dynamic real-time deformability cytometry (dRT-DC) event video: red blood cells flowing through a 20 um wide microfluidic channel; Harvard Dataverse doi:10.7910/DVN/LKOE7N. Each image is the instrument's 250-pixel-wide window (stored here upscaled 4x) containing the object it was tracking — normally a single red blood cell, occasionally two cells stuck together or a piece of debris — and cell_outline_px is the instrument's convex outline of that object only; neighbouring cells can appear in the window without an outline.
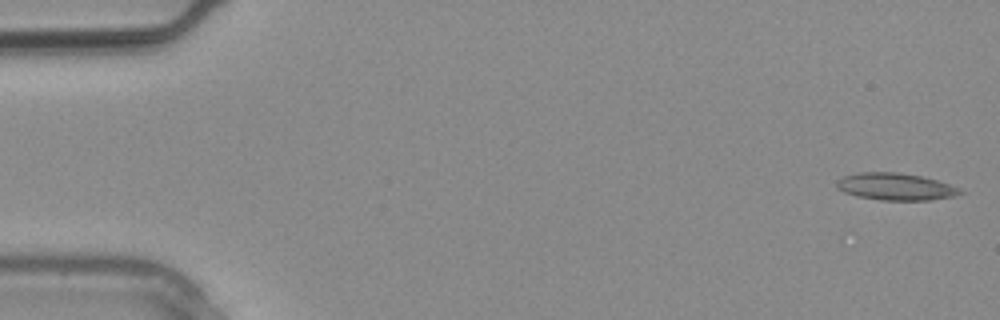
{"species": "common noctule bat (a hibernating species)", "species_latin": "Nyctalus noctula", "temperature_condition": "warm", "stored_images_in_passage": 3, "segment_of_instrument_passage": [2, 2], "camera_frame_rate_fps": 3000, "um_per_image_px": 0.085, "animal": {"sex": "male", "body_mass_g": 20.4}, "frame": {"image": 1, "passage_image": 3, "time_ms": 0.667, "image_size_px": [1000, 320], "cell_outline_px": [[964, 192], [952, 196], [928, 200], [880, 200], [856, 196], [844, 192], [836, 188], [836, 180], [844, 176], [856, 172], [896, 172], [920, 176], [936, 180], [948, 184]], "centroid_in_image_um": [76.02, 15.86], "position_along_channel_um": 9.0, "area_um2": 19.31}}